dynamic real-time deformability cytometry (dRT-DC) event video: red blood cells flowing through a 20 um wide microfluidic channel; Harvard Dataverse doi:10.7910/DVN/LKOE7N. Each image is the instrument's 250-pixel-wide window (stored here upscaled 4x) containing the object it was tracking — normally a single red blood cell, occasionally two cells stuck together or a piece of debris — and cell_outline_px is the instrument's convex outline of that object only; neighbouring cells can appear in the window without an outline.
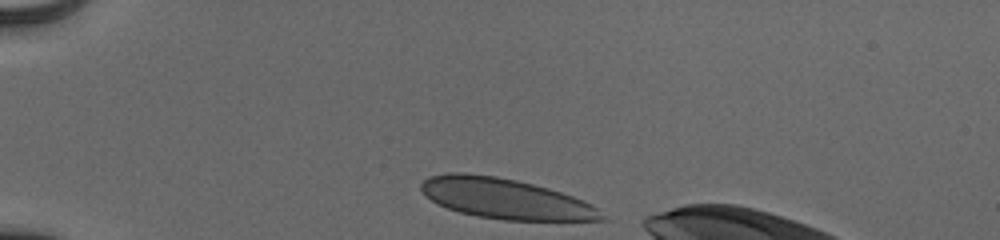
{"species": "human", "species_latin": "Homo sapiens", "temperature_condition": "cold", "stored_images_in_passage": 36, "camera_frame_rate_fps": 3000, "um_per_image_px": 0.085, "donor": {"sex": "male"}, "frame": {"image": 1, "passage_image": 1, "time_ms": 0.0, "image_size_px": [1000, 240], "cell_outline_px": [[608, 220], [504, 220], [476, 216], [460, 212], [436, 204], [424, 196], [420, 192], [420, 184], [428, 176], [448, 172], [464, 172], [496, 176], [516, 180], [548, 188], [584, 200], [592, 204]], "centroid_in_image_um": [42.88, 16.87], "position_along_channel_um": 42.1, "area_um2": 42.6}}
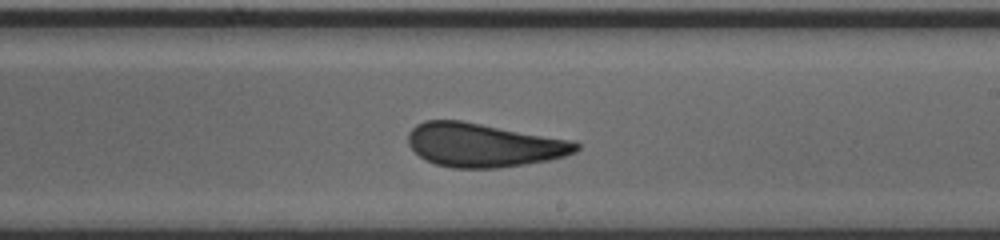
{"frame": {"image": 2, "passage_image": 21, "time_ms": 6.667, "image_size_px": [1000, 240], "cell_outline_px": [[580, 148], [576, 152], [564, 156], [548, 160], [500, 168], [452, 168], [436, 164], [424, 160], [408, 144], [408, 132], [416, 124], [424, 120], [460, 120], [572, 140], [580, 144]], "centroid_in_image_um": [41.09, 12.33], "position_along_channel_um": 247.9, "area_um2": 42.83}}
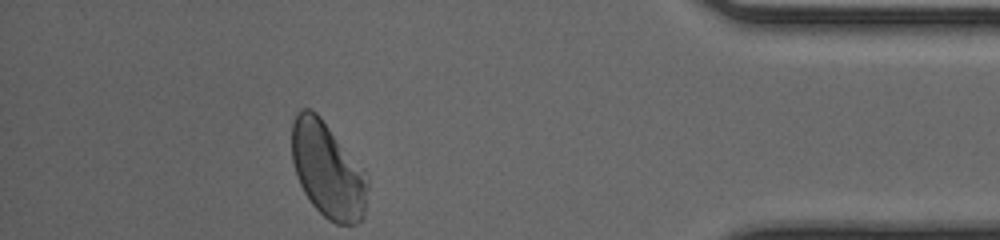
{"frame": {"image": 3, "passage_image": 36, "time_ms": 11.667, "image_size_px": [1000, 240], "cell_outline_px": [[368, 184], [364, 216], [356, 224], [336, 224], [328, 220], [312, 204], [304, 192], [296, 176], [292, 160], [292, 124], [296, 112], [300, 108], [312, 108], [320, 116], [368, 180]], "centroid_in_image_um": [27.8, 14.47], "position_along_channel_um": 407.4, "area_um2": 41.38}, "authors_computed_cell_mechanics": {"area_um2": 43.061, "velocity_mm_per_s": 3.8847, "shape_relaxation_time_tau1_ms": 6.2883, "shape_relaxation_time_tau2_ms": null, "deformation_change_tau1": 0.1491, "deformation_change_tau2": null}}